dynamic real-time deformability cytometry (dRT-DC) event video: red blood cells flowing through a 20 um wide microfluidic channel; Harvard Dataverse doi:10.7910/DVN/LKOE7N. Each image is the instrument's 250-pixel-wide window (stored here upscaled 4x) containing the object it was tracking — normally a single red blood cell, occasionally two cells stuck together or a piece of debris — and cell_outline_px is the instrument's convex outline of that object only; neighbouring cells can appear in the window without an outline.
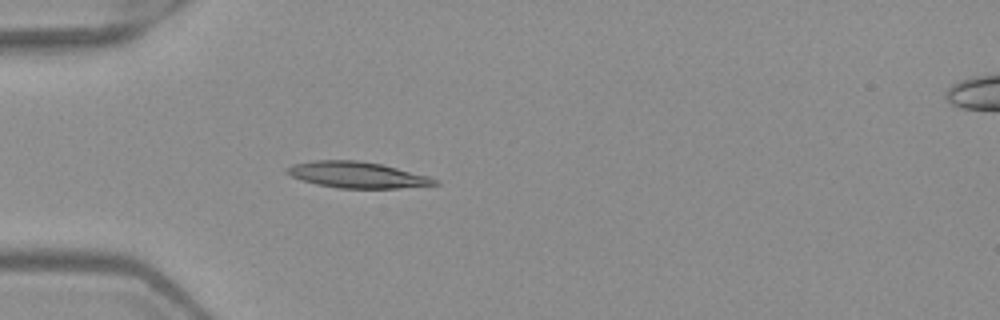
{"species": "Egyptian fruit bat (a non-hibernating species)", "species_latin": "Rousettus aegyptiacus", "temperature_condition": "warm", "stored_images_in_passage": 5, "camera_frame_rate_fps": 3000, "um_per_image_px": 0.085, "frame": {"image": 1, "passage_image": 5, "time_ms": 1.333, "image_size_px": [1000, 320], "cell_outline_px": [[440, 184], [400, 188], [340, 188], [316, 184], [292, 176], [284, 172], [284, 168], [292, 164], [312, 160], [356, 160], [380, 164], [428, 176], [436, 180]], "centroid_in_image_um": [30.3, 14.86], "position_along_channel_um": 54.7, "area_um2": 22.31}}